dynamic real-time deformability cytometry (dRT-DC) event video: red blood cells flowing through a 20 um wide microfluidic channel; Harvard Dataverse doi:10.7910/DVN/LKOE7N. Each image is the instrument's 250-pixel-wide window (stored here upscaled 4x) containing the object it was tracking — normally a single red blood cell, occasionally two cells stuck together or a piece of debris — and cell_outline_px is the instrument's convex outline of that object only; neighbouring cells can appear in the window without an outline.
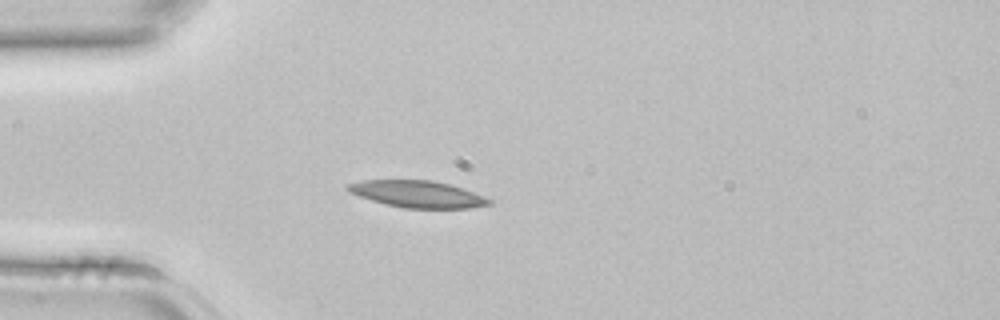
{"species": "common noctule bat (a hibernating species)", "species_latin": "Nyctalus noctula", "temperature_condition": "room temperature", "stored_images_in_passage": 1, "camera_frame_rate_fps": 3000, "um_per_image_px": 0.085, "animal": {"sex": "female", "body_mass_g": 22.7, "forearm_length_mm": 54.2}, "frame": {"image": 1, "passage_image": 1, "time_ms": 0.0, "image_size_px": [1000, 320], "cell_outline_px": [[492, 204], [468, 208], [404, 208], [384, 204], [348, 192], [344, 188], [344, 184], [360, 180], [432, 180], [448, 184], [484, 196], [492, 200]], "centroid_in_image_um": [35.41, 16.49], "position_along_channel_um": 49.6, "area_um2": 22.08}}